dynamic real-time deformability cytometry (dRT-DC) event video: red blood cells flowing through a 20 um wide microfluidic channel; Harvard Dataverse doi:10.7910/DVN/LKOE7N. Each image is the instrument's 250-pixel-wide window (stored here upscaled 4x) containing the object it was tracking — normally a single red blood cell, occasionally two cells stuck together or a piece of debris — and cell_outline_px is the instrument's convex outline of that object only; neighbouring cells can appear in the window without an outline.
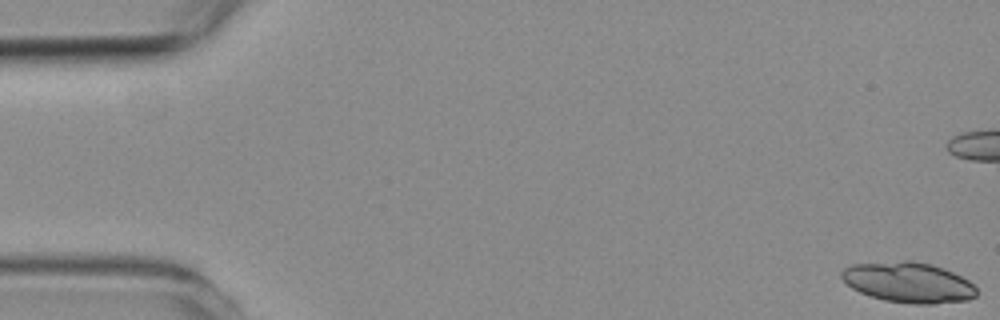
{"species": "common noctule bat (a hibernating species)", "species_latin": "Nyctalus noctula", "temperature_condition": "room temperature", "stored_images_in_passage": 6, "camera_frame_rate_fps": 3000, "um_per_image_px": 0.085, "animal": {"sex": "female", "body_mass_g": 19.3, "forearm_length_mm": 54.1}, "frame": {"image": 1, "passage_image": 1, "time_ms": 0.0, "image_size_px": [1000, 320], "cell_outline_px": [[976, 296], [968, 300], [936, 304], [912, 304], [884, 300], [860, 292], [852, 288], [840, 276], [840, 272], [844, 268], [852, 264], [904, 260], [912, 260], [932, 264], [944, 268], [968, 280], [976, 288]], "centroid_in_image_um": [77.22, 24.0], "position_along_channel_um": 7.8, "area_um2": 31.91}}